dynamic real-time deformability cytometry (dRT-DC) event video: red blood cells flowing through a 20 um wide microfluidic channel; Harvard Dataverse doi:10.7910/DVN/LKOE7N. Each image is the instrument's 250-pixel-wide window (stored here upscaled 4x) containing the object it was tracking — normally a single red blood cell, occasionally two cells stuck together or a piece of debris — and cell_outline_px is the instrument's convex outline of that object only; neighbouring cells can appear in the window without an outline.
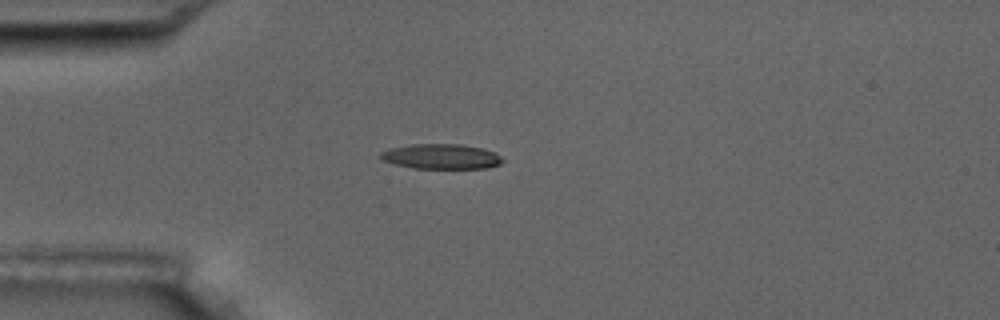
{"species": "common noctule bat (a hibernating species)", "species_latin": "Nyctalus noctula", "temperature_condition": "room temperature", "stored_images_in_passage": 1, "camera_frame_rate_fps": 3000, "um_per_image_px": 0.085, "animal": {"sex": "male", "body_mass_g": 17.5, "forearm_length_mm": 52.3}, "frame": {"image": 1, "passage_image": 1, "time_ms": 0.0, "image_size_px": [1000, 320], "cell_outline_px": [[504, 160], [500, 164], [488, 168], [412, 168], [380, 160], [380, 152], [388, 148], [412, 144], [460, 144], [484, 148], [496, 152]], "centroid_in_image_um": [37.5, 13.29], "position_along_channel_um": 47.5, "area_um2": 17.98}}